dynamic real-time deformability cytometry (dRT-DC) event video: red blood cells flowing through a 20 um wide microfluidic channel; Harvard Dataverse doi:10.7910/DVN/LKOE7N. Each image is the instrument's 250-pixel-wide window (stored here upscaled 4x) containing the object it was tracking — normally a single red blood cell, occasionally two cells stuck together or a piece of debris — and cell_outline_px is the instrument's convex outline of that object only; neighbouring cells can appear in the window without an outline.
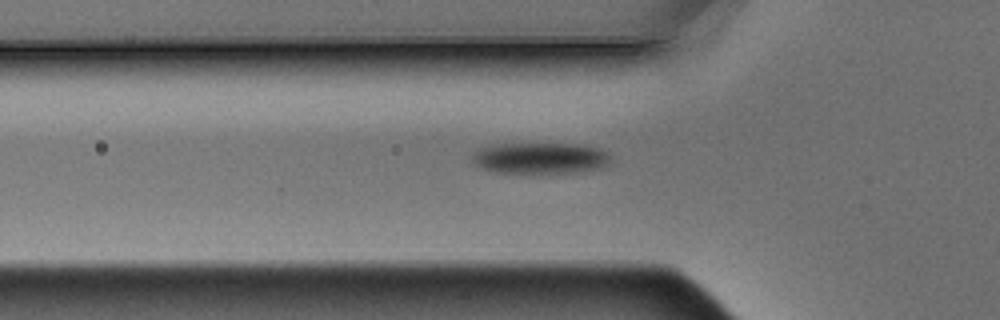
{"species": "Egyptian fruit bat (a non-hibernating species)", "species_latin": "Rousettus aegyptiacus", "temperature_condition": "warm", "stored_images_in_passage": 6, "camera_frame_rate_fps": 3000, "um_per_image_px": 0.085, "animal": {"sex": "male"}, "frame": {"image": 1, "passage_image": 6, "time_ms": 1.667, "image_size_px": [1000, 320], "cell_outline_px": [[608, 168], [580, 172], [500, 172], [484, 168], [472, 160], [472, 156], [476, 152], [484, 148], [500, 144], [572, 144], [600, 148], [608, 152]], "centroid_in_image_um": [46.04, 13.44], "position_along_channel_um": 79.8, "area_um2": 24.57}}